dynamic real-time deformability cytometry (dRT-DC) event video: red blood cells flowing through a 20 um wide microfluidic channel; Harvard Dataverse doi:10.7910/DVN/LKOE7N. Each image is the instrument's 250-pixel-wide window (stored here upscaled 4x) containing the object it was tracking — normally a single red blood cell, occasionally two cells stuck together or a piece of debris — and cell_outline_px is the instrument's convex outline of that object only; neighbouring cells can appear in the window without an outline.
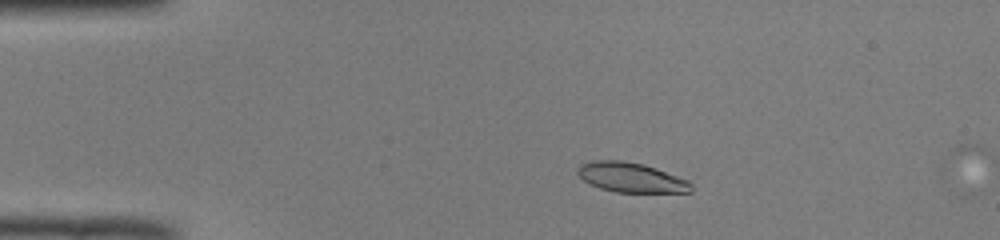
{"species": "common noctule bat (a hibernating species)", "species_latin": "Nyctalus noctula", "temperature_condition": "room temperature", "stored_images_in_passage": 11, "camera_frame_rate_fps": 3000, "um_per_image_px": 0.085, "animal": {"sex": "male", "body_mass_g": 19.0, "forearm_length_mm": 50.8}, "frame": {"image": 1, "passage_image": 7, "time_ms": 2.0, "image_size_px": [1000, 240], "cell_outline_px": [[692, 192], [616, 192], [600, 188], [584, 180], [576, 172], [580, 164], [596, 160], [620, 160], [644, 164], [656, 168], [688, 180], [692, 184]], "centroid_in_image_um": [53.65, 15.08], "position_along_channel_um": 31.3, "area_um2": 19.54}}